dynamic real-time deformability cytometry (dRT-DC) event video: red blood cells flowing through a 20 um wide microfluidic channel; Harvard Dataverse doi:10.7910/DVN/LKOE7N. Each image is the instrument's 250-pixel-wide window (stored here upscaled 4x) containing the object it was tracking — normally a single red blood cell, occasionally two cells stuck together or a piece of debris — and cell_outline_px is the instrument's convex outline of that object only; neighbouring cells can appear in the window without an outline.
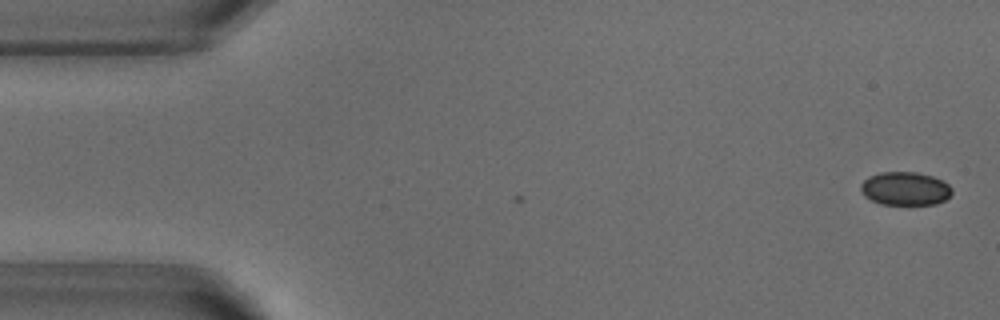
{"species": "common noctule bat (a hibernating species)", "species_latin": "Nyctalus noctula", "temperature_condition": "warm", "stored_images_in_passage": 2, "camera_frame_rate_fps": 3000, "um_per_image_px": 0.085, "animal": {"sex": "male", "body_mass_g": 18.8}, "frame": {"image": 1, "passage_image": 2, "time_ms": 0.333, "image_size_px": [1000, 320], "cell_outline_px": [[952, 192], [944, 200], [936, 204], [880, 204], [864, 196], [860, 188], [860, 184], [868, 176], [880, 172], [916, 172], [932, 176], [948, 184], [952, 188]], "centroid_in_image_um": [76.91, 16.02], "position_along_channel_um": 8.1, "area_um2": 17.69}}